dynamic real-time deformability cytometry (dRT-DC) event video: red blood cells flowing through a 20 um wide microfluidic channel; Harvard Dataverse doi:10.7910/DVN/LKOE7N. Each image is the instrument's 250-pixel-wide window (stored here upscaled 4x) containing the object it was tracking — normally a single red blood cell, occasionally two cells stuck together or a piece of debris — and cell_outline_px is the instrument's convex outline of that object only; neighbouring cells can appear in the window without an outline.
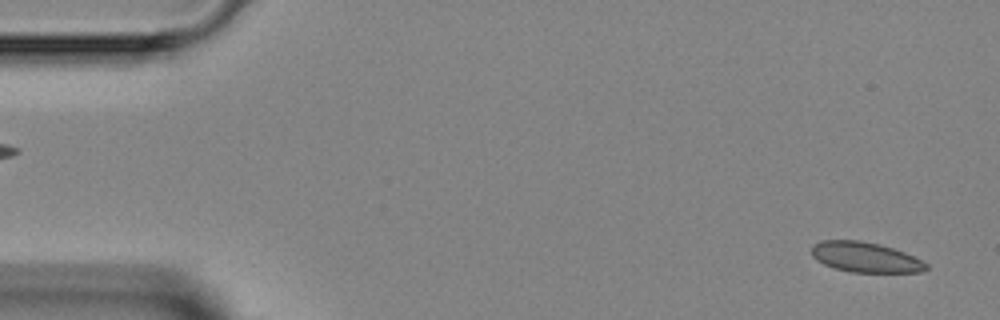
{"species": "Egyptian fruit bat (a non-hibernating species)", "species_latin": "Rousettus aegyptiacus", "temperature_condition": "room temperature", "stored_images_in_passage": 4, "camera_frame_rate_fps": 3000, "um_per_image_px": 0.085, "animal": {"sex": "female"}, "frame": {"image": 1, "passage_image": 4, "time_ms": 4.667, "image_size_px": [1000, 320], "cell_outline_px": [[928, 268], [920, 272], [852, 272], [836, 268], [824, 264], [816, 260], [812, 256], [812, 244], [820, 240], [860, 240], [892, 248], [904, 252], [928, 264]], "centroid_in_image_um": [73.51, 21.86], "position_along_channel_um": 11.5, "area_um2": 19.94}}